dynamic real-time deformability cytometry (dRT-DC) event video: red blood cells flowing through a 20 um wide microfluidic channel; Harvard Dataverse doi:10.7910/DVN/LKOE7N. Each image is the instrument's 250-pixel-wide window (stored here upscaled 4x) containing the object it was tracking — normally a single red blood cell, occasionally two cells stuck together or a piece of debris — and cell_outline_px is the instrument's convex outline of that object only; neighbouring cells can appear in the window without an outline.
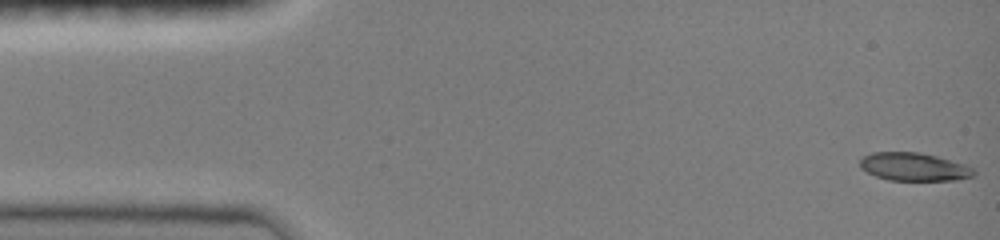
{"species": "common noctule bat (a hibernating species)", "species_latin": "Nyctalus noctula", "temperature_condition": "room temperature", "stored_images_in_passage": 9, "camera_frame_rate_fps": 3000, "um_per_image_px": 0.085, "animal": {"sex": "female", "body_mass_g": 19.0, "forearm_length_mm": 51.5}, "frame": {"image": 1, "passage_image": 1, "time_ms": 0.0, "image_size_px": [1000, 240], "cell_outline_px": [[976, 176], [956, 180], [888, 180], [876, 176], [860, 168], [860, 160], [864, 156], [872, 152], [920, 152], [936, 156], [964, 164], [972, 168], [976, 172]], "centroid_in_image_um": [77.69, 14.18], "position_along_channel_um": 7.3, "area_um2": 18.61}}
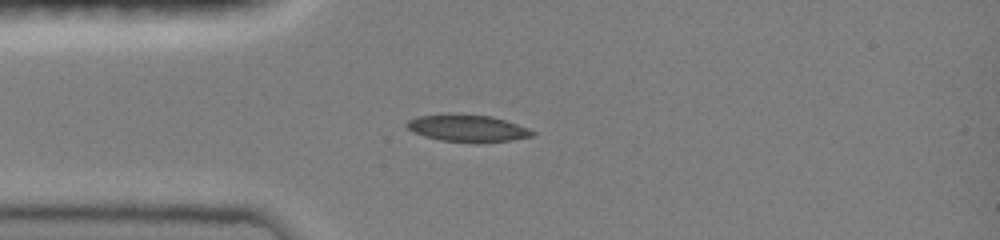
{"frame": {"image": 2, "passage_image": 6, "time_ms": 3.667, "image_size_px": [1000, 240], "cell_outline_px": [[536, 132], [532, 136], [512, 140], [440, 140], [424, 136], [408, 128], [404, 124], [408, 120], [416, 116], [444, 112], [460, 112], [492, 116], [528, 128]], "centroid_in_image_um": [39.66, 10.81], "position_along_channel_um": 45.3, "area_um2": 19.54}}
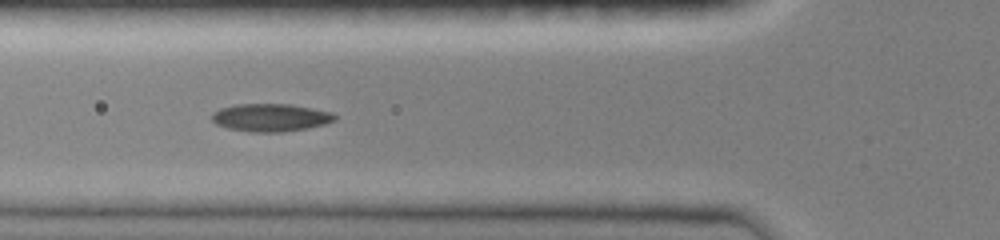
{"frame": {"image": 3, "passage_image": 8, "time_ms": 5.333, "image_size_px": [1000, 240], "cell_outline_px": [[336, 120], [324, 124], [304, 128], [280, 132], [252, 132], [228, 128], [216, 124], [212, 120], [212, 112], [220, 108], [236, 104], [292, 104], [332, 112], [336, 116]], "centroid_in_image_um": [22.98, 9.98], "position_along_channel_um": 102.8, "area_um2": 19.83}}